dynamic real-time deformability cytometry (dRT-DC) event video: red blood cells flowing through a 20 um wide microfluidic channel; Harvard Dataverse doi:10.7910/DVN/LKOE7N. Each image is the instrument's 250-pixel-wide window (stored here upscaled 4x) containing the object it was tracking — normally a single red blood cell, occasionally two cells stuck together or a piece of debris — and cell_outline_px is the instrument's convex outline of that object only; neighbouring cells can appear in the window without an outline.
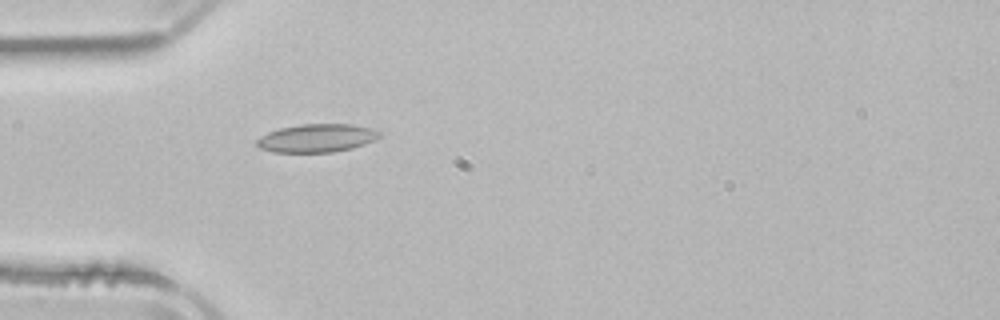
{"species": "common noctule bat (a hibernating species)", "species_latin": "Nyctalus noctula", "temperature_condition": "room temperature", "stored_images_in_passage": 2, "camera_frame_rate_fps": 3000, "um_per_image_px": 0.085, "animal": {"sex": "male", "body_mass_g": 21.5, "forearm_length_mm": 52.0}, "frame": {"image": 1, "passage_image": 2, "time_ms": 1.333, "image_size_px": [1000, 320], "cell_outline_px": [[380, 136], [376, 140], [352, 148], [332, 152], [272, 152], [260, 148], [256, 144], [256, 140], [260, 136], [268, 132], [280, 128], [300, 124], [352, 124], [372, 128], [380, 132]], "centroid_in_image_um": [26.93, 11.73], "position_along_channel_um": 58.1, "area_um2": 20.23}}